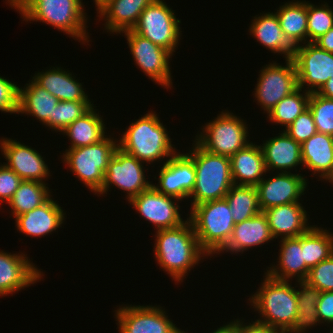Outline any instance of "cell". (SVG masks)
<instances>
[{"label":"cell","instance_id":"obj_23","mask_svg":"<svg viewBox=\"0 0 333 333\" xmlns=\"http://www.w3.org/2000/svg\"><path fill=\"white\" fill-rule=\"evenodd\" d=\"M263 212L274 239L299 237L311 227L305 207L300 202L271 207Z\"/></svg>","mask_w":333,"mask_h":333},{"label":"cell","instance_id":"obj_17","mask_svg":"<svg viewBox=\"0 0 333 333\" xmlns=\"http://www.w3.org/2000/svg\"><path fill=\"white\" fill-rule=\"evenodd\" d=\"M271 177L263 178L256 185L262 212L271 207L300 202L308 187V180L302 174L275 172Z\"/></svg>","mask_w":333,"mask_h":333},{"label":"cell","instance_id":"obj_3","mask_svg":"<svg viewBox=\"0 0 333 333\" xmlns=\"http://www.w3.org/2000/svg\"><path fill=\"white\" fill-rule=\"evenodd\" d=\"M264 275L259 289L248 299L249 305L260 315L261 319L256 320L286 333L298 313L296 288L290 281L272 278L267 273Z\"/></svg>","mask_w":333,"mask_h":333},{"label":"cell","instance_id":"obj_11","mask_svg":"<svg viewBox=\"0 0 333 333\" xmlns=\"http://www.w3.org/2000/svg\"><path fill=\"white\" fill-rule=\"evenodd\" d=\"M144 164L146 163L118 147L108 163L104 183L97 194L99 196L107 194L111 191V186H115L123 192L126 191V199L129 202L133 197L152 186V182H149L145 175Z\"/></svg>","mask_w":333,"mask_h":333},{"label":"cell","instance_id":"obj_13","mask_svg":"<svg viewBox=\"0 0 333 333\" xmlns=\"http://www.w3.org/2000/svg\"><path fill=\"white\" fill-rule=\"evenodd\" d=\"M292 60L298 87L309 93L318 92L333 77V53L323 50L314 42L297 45Z\"/></svg>","mask_w":333,"mask_h":333},{"label":"cell","instance_id":"obj_40","mask_svg":"<svg viewBox=\"0 0 333 333\" xmlns=\"http://www.w3.org/2000/svg\"><path fill=\"white\" fill-rule=\"evenodd\" d=\"M308 108L313 115L317 132L333 136V99L317 92L311 93Z\"/></svg>","mask_w":333,"mask_h":333},{"label":"cell","instance_id":"obj_7","mask_svg":"<svg viewBox=\"0 0 333 333\" xmlns=\"http://www.w3.org/2000/svg\"><path fill=\"white\" fill-rule=\"evenodd\" d=\"M83 0H42L37 3L24 17L23 21H40L63 31L82 44L89 43L87 32V13ZM76 38V39H75Z\"/></svg>","mask_w":333,"mask_h":333},{"label":"cell","instance_id":"obj_33","mask_svg":"<svg viewBox=\"0 0 333 333\" xmlns=\"http://www.w3.org/2000/svg\"><path fill=\"white\" fill-rule=\"evenodd\" d=\"M295 283L297 293L298 313L291 328L286 333H306L309 328L320 326L321 322L317 312V302L321 291L313 286H310L305 281Z\"/></svg>","mask_w":333,"mask_h":333},{"label":"cell","instance_id":"obj_43","mask_svg":"<svg viewBox=\"0 0 333 333\" xmlns=\"http://www.w3.org/2000/svg\"><path fill=\"white\" fill-rule=\"evenodd\" d=\"M19 85L0 76V111L18 114Z\"/></svg>","mask_w":333,"mask_h":333},{"label":"cell","instance_id":"obj_9","mask_svg":"<svg viewBox=\"0 0 333 333\" xmlns=\"http://www.w3.org/2000/svg\"><path fill=\"white\" fill-rule=\"evenodd\" d=\"M180 23L164 0H154L140 14L132 30L174 55L182 35Z\"/></svg>","mask_w":333,"mask_h":333},{"label":"cell","instance_id":"obj_21","mask_svg":"<svg viewBox=\"0 0 333 333\" xmlns=\"http://www.w3.org/2000/svg\"><path fill=\"white\" fill-rule=\"evenodd\" d=\"M52 196L41 206L15 218L17 231L27 237H41L53 233L64 224L65 215L62 207L52 200Z\"/></svg>","mask_w":333,"mask_h":333},{"label":"cell","instance_id":"obj_49","mask_svg":"<svg viewBox=\"0 0 333 333\" xmlns=\"http://www.w3.org/2000/svg\"><path fill=\"white\" fill-rule=\"evenodd\" d=\"M211 333H238V319H233L227 324L225 323L224 326L218 327L217 330H213Z\"/></svg>","mask_w":333,"mask_h":333},{"label":"cell","instance_id":"obj_41","mask_svg":"<svg viewBox=\"0 0 333 333\" xmlns=\"http://www.w3.org/2000/svg\"><path fill=\"white\" fill-rule=\"evenodd\" d=\"M305 282L321 292L333 291V254L312 267Z\"/></svg>","mask_w":333,"mask_h":333},{"label":"cell","instance_id":"obj_51","mask_svg":"<svg viewBox=\"0 0 333 333\" xmlns=\"http://www.w3.org/2000/svg\"><path fill=\"white\" fill-rule=\"evenodd\" d=\"M95 5L100 1V0H93Z\"/></svg>","mask_w":333,"mask_h":333},{"label":"cell","instance_id":"obj_4","mask_svg":"<svg viewBox=\"0 0 333 333\" xmlns=\"http://www.w3.org/2000/svg\"><path fill=\"white\" fill-rule=\"evenodd\" d=\"M187 153L194 161L196 179L189 198L190 210L203 202L224 199L234 185L231 176L230 158L208 152L195 140Z\"/></svg>","mask_w":333,"mask_h":333},{"label":"cell","instance_id":"obj_46","mask_svg":"<svg viewBox=\"0 0 333 333\" xmlns=\"http://www.w3.org/2000/svg\"><path fill=\"white\" fill-rule=\"evenodd\" d=\"M243 319H238V333H280L273 327L255 320V322L249 321L245 323Z\"/></svg>","mask_w":333,"mask_h":333},{"label":"cell","instance_id":"obj_35","mask_svg":"<svg viewBox=\"0 0 333 333\" xmlns=\"http://www.w3.org/2000/svg\"><path fill=\"white\" fill-rule=\"evenodd\" d=\"M50 189L45 183L22 180L12 199L7 203L14 218L41 206L50 197Z\"/></svg>","mask_w":333,"mask_h":333},{"label":"cell","instance_id":"obj_2","mask_svg":"<svg viewBox=\"0 0 333 333\" xmlns=\"http://www.w3.org/2000/svg\"><path fill=\"white\" fill-rule=\"evenodd\" d=\"M165 126L155 111H148L126 128L118 147L147 165L164 158L168 161L177 150Z\"/></svg>","mask_w":333,"mask_h":333},{"label":"cell","instance_id":"obj_15","mask_svg":"<svg viewBox=\"0 0 333 333\" xmlns=\"http://www.w3.org/2000/svg\"><path fill=\"white\" fill-rule=\"evenodd\" d=\"M177 201V202H176ZM180 199L158 192L153 186L133 197L129 204L155 226L156 231L180 226L185 220L180 215Z\"/></svg>","mask_w":333,"mask_h":333},{"label":"cell","instance_id":"obj_12","mask_svg":"<svg viewBox=\"0 0 333 333\" xmlns=\"http://www.w3.org/2000/svg\"><path fill=\"white\" fill-rule=\"evenodd\" d=\"M121 33H124L127 38L130 54L133 55L132 58H134L137 68H140L149 79L156 82L155 84H159L165 89L171 88L173 82L169 61L173 55L168 50L135 33L132 29L119 34L121 35Z\"/></svg>","mask_w":333,"mask_h":333},{"label":"cell","instance_id":"obj_22","mask_svg":"<svg viewBox=\"0 0 333 333\" xmlns=\"http://www.w3.org/2000/svg\"><path fill=\"white\" fill-rule=\"evenodd\" d=\"M278 134L260 144L266 171L291 173L293 167H303L301 144L292 139L284 129Z\"/></svg>","mask_w":333,"mask_h":333},{"label":"cell","instance_id":"obj_50","mask_svg":"<svg viewBox=\"0 0 333 333\" xmlns=\"http://www.w3.org/2000/svg\"><path fill=\"white\" fill-rule=\"evenodd\" d=\"M317 93L323 97L333 99V77L329 78Z\"/></svg>","mask_w":333,"mask_h":333},{"label":"cell","instance_id":"obj_42","mask_svg":"<svg viewBox=\"0 0 333 333\" xmlns=\"http://www.w3.org/2000/svg\"><path fill=\"white\" fill-rule=\"evenodd\" d=\"M284 131L299 144L313 136L317 130L310 109L301 113Z\"/></svg>","mask_w":333,"mask_h":333},{"label":"cell","instance_id":"obj_24","mask_svg":"<svg viewBox=\"0 0 333 333\" xmlns=\"http://www.w3.org/2000/svg\"><path fill=\"white\" fill-rule=\"evenodd\" d=\"M273 239L267 217L261 211L257 215L234 225L229 241L218 255L222 252L243 253L252 247L261 246Z\"/></svg>","mask_w":333,"mask_h":333},{"label":"cell","instance_id":"obj_44","mask_svg":"<svg viewBox=\"0 0 333 333\" xmlns=\"http://www.w3.org/2000/svg\"><path fill=\"white\" fill-rule=\"evenodd\" d=\"M22 179L4 163L0 165V203H8L21 184Z\"/></svg>","mask_w":333,"mask_h":333},{"label":"cell","instance_id":"obj_30","mask_svg":"<svg viewBox=\"0 0 333 333\" xmlns=\"http://www.w3.org/2000/svg\"><path fill=\"white\" fill-rule=\"evenodd\" d=\"M58 101L55 96L31 79L24 88L19 86L18 115L21 113L33 116L45 125L53 116Z\"/></svg>","mask_w":333,"mask_h":333},{"label":"cell","instance_id":"obj_29","mask_svg":"<svg viewBox=\"0 0 333 333\" xmlns=\"http://www.w3.org/2000/svg\"><path fill=\"white\" fill-rule=\"evenodd\" d=\"M230 166L235 185L256 186L267 173L261 146L252 141L230 157Z\"/></svg>","mask_w":333,"mask_h":333},{"label":"cell","instance_id":"obj_45","mask_svg":"<svg viewBox=\"0 0 333 333\" xmlns=\"http://www.w3.org/2000/svg\"><path fill=\"white\" fill-rule=\"evenodd\" d=\"M317 312L321 324L333 325V291L321 292L317 302Z\"/></svg>","mask_w":333,"mask_h":333},{"label":"cell","instance_id":"obj_26","mask_svg":"<svg viewBox=\"0 0 333 333\" xmlns=\"http://www.w3.org/2000/svg\"><path fill=\"white\" fill-rule=\"evenodd\" d=\"M278 264L267 267L266 272L270 277L278 280L296 282L305 281L309 274V269L304 262V249L301 247V235L295 238H283L280 240Z\"/></svg>","mask_w":333,"mask_h":333},{"label":"cell","instance_id":"obj_8","mask_svg":"<svg viewBox=\"0 0 333 333\" xmlns=\"http://www.w3.org/2000/svg\"><path fill=\"white\" fill-rule=\"evenodd\" d=\"M246 123L233 112L223 110L215 119L205 123L195 141L208 152L230 158L250 143Z\"/></svg>","mask_w":333,"mask_h":333},{"label":"cell","instance_id":"obj_48","mask_svg":"<svg viewBox=\"0 0 333 333\" xmlns=\"http://www.w3.org/2000/svg\"><path fill=\"white\" fill-rule=\"evenodd\" d=\"M314 43L323 50L333 53V28L318 38Z\"/></svg>","mask_w":333,"mask_h":333},{"label":"cell","instance_id":"obj_1","mask_svg":"<svg viewBox=\"0 0 333 333\" xmlns=\"http://www.w3.org/2000/svg\"><path fill=\"white\" fill-rule=\"evenodd\" d=\"M154 255L157 265L175 283H181L205 256L189 218L180 226L156 231ZM202 258V259H201Z\"/></svg>","mask_w":333,"mask_h":333},{"label":"cell","instance_id":"obj_39","mask_svg":"<svg viewBox=\"0 0 333 333\" xmlns=\"http://www.w3.org/2000/svg\"><path fill=\"white\" fill-rule=\"evenodd\" d=\"M307 42H315L333 28V9L327 2L315 5L307 1Z\"/></svg>","mask_w":333,"mask_h":333},{"label":"cell","instance_id":"obj_34","mask_svg":"<svg viewBox=\"0 0 333 333\" xmlns=\"http://www.w3.org/2000/svg\"><path fill=\"white\" fill-rule=\"evenodd\" d=\"M301 247L304 249V262L310 270L333 254V233L317 225H312L301 235Z\"/></svg>","mask_w":333,"mask_h":333},{"label":"cell","instance_id":"obj_10","mask_svg":"<svg viewBox=\"0 0 333 333\" xmlns=\"http://www.w3.org/2000/svg\"><path fill=\"white\" fill-rule=\"evenodd\" d=\"M285 65L275 61L266 64L257 78V84L254 91L255 100L260 105L263 113L266 115L278 104L284 97L290 95L298 87V78L295 64L292 58L285 59Z\"/></svg>","mask_w":333,"mask_h":333},{"label":"cell","instance_id":"obj_20","mask_svg":"<svg viewBox=\"0 0 333 333\" xmlns=\"http://www.w3.org/2000/svg\"><path fill=\"white\" fill-rule=\"evenodd\" d=\"M154 0H100L96 5L97 17L104 19V28L110 34L132 29L140 14Z\"/></svg>","mask_w":333,"mask_h":333},{"label":"cell","instance_id":"obj_38","mask_svg":"<svg viewBox=\"0 0 333 333\" xmlns=\"http://www.w3.org/2000/svg\"><path fill=\"white\" fill-rule=\"evenodd\" d=\"M91 103L92 101H58L54 107L53 116L44 126L49 127L51 131L61 133L76 119L87 113L94 106Z\"/></svg>","mask_w":333,"mask_h":333},{"label":"cell","instance_id":"obj_28","mask_svg":"<svg viewBox=\"0 0 333 333\" xmlns=\"http://www.w3.org/2000/svg\"><path fill=\"white\" fill-rule=\"evenodd\" d=\"M32 80L40 87L46 89L59 101H90L89 96L82 87L83 83L62 67H54L46 71L37 72ZM79 81V82H78Z\"/></svg>","mask_w":333,"mask_h":333},{"label":"cell","instance_id":"obj_31","mask_svg":"<svg viewBox=\"0 0 333 333\" xmlns=\"http://www.w3.org/2000/svg\"><path fill=\"white\" fill-rule=\"evenodd\" d=\"M95 107L97 106H93L61 132L71 141L68 149L92 145L106 136L107 127H105L103 116L97 113Z\"/></svg>","mask_w":333,"mask_h":333},{"label":"cell","instance_id":"obj_5","mask_svg":"<svg viewBox=\"0 0 333 333\" xmlns=\"http://www.w3.org/2000/svg\"><path fill=\"white\" fill-rule=\"evenodd\" d=\"M188 215L201 249L210 258L217 255L226 246L235 225L227 200L200 203Z\"/></svg>","mask_w":333,"mask_h":333},{"label":"cell","instance_id":"obj_14","mask_svg":"<svg viewBox=\"0 0 333 333\" xmlns=\"http://www.w3.org/2000/svg\"><path fill=\"white\" fill-rule=\"evenodd\" d=\"M160 305H122L115 310L119 333H186Z\"/></svg>","mask_w":333,"mask_h":333},{"label":"cell","instance_id":"obj_37","mask_svg":"<svg viewBox=\"0 0 333 333\" xmlns=\"http://www.w3.org/2000/svg\"><path fill=\"white\" fill-rule=\"evenodd\" d=\"M310 94L298 88L276 104L267 114V118L272 124L288 127L301 113L308 109Z\"/></svg>","mask_w":333,"mask_h":333},{"label":"cell","instance_id":"obj_25","mask_svg":"<svg viewBox=\"0 0 333 333\" xmlns=\"http://www.w3.org/2000/svg\"><path fill=\"white\" fill-rule=\"evenodd\" d=\"M301 153L303 167L333 185V136L316 132L301 144Z\"/></svg>","mask_w":333,"mask_h":333},{"label":"cell","instance_id":"obj_6","mask_svg":"<svg viewBox=\"0 0 333 333\" xmlns=\"http://www.w3.org/2000/svg\"><path fill=\"white\" fill-rule=\"evenodd\" d=\"M110 137L106 135L92 145L66 149L61 155L74 177L95 194L101 190L108 163L118 148V139Z\"/></svg>","mask_w":333,"mask_h":333},{"label":"cell","instance_id":"obj_36","mask_svg":"<svg viewBox=\"0 0 333 333\" xmlns=\"http://www.w3.org/2000/svg\"><path fill=\"white\" fill-rule=\"evenodd\" d=\"M235 224L261 212L256 186L233 185L225 196Z\"/></svg>","mask_w":333,"mask_h":333},{"label":"cell","instance_id":"obj_32","mask_svg":"<svg viewBox=\"0 0 333 333\" xmlns=\"http://www.w3.org/2000/svg\"><path fill=\"white\" fill-rule=\"evenodd\" d=\"M294 1V2H293ZM281 29L295 45L307 43V2L292 0L279 6L275 12Z\"/></svg>","mask_w":333,"mask_h":333},{"label":"cell","instance_id":"obj_16","mask_svg":"<svg viewBox=\"0 0 333 333\" xmlns=\"http://www.w3.org/2000/svg\"><path fill=\"white\" fill-rule=\"evenodd\" d=\"M157 185L152 186L162 194L175 197L181 201L189 199L196 179L193 159L187 153L176 152L159 169Z\"/></svg>","mask_w":333,"mask_h":333},{"label":"cell","instance_id":"obj_19","mask_svg":"<svg viewBox=\"0 0 333 333\" xmlns=\"http://www.w3.org/2000/svg\"><path fill=\"white\" fill-rule=\"evenodd\" d=\"M44 273L23 252L0 250V296L13 295L43 278Z\"/></svg>","mask_w":333,"mask_h":333},{"label":"cell","instance_id":"obj_18","mask_svg":"<svg viewBox=\"0 0 333 333\" xmlns=\"http://www.w3.org/2000/svg\"><path fill=\"white\" fill-rule=\"evenodd\" d=\"M0 149L6 159L4 164L22 180L46 184V180L51 174L50 169L36 149L23 144V142L3 137L0 140Z\"/></svg>","mask_w":333,"mask_h":333},{"label":"cell","instance_id":"obj_47","mask_svg":"<svg viewBox=\"0 0 333 333\" xmlns=\"http://www.w3.org/2000/svg\"><path fill=\"white\" fill-rule=\"evenodd\" d=\"M10 7L16 9L17 12L24 17L37 3L42 0H5Z\"/></svg>","mask_w":333,"mask_h":333},{"label":"cell","instance_id":"obj_27","mask_svg":"<svg viewBox=\"0 0 333 333\" xmlns=\"http://www.w3.org/2000/svg\"><path fill=\"white\" fill-rule=\"evenodd\" d=\"M249 26V34L272 53L281 54L285 59L292 58L296 46L283 33L279 18L274 12L254 16Z\"/></svg>","mask_w":333,"mask_h":333}]
</instances>
